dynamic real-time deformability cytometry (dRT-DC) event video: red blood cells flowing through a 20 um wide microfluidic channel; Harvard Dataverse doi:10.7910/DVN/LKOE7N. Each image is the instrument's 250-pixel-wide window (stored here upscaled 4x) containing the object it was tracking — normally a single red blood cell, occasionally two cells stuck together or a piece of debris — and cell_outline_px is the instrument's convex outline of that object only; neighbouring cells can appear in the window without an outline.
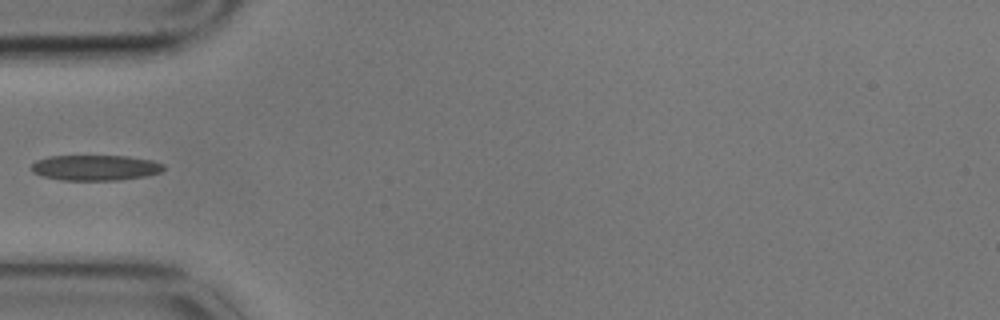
{"species": "common noctule bat (a hibernating species)", "species_latin": "Nyctalus noctula", "temperature_condition": "cold", "stored_images_in_passage": 4, "camera_frame_rate_fps": 3000, "um_per_image_px": 0.085, "animal": {"sex": "male", "body_mass_g": 17.9}, "frame": {"image": 1, "passage_image": 4, "time_ms": 1.0, "image_size_px": [1000, 320], "cell_outline_px": [[164, 168], [160, 172], [144, 176], [120, 180], [60, 180], [44, 176], [32, 172], [32, 164], [36, 160], [48, 156], [128, 156], [152, 160], [164, 164]], "centroid_in_image_um": [8.1, 14.25], "position_along_channel_um": 76.9, "area_um2": 19.59}}